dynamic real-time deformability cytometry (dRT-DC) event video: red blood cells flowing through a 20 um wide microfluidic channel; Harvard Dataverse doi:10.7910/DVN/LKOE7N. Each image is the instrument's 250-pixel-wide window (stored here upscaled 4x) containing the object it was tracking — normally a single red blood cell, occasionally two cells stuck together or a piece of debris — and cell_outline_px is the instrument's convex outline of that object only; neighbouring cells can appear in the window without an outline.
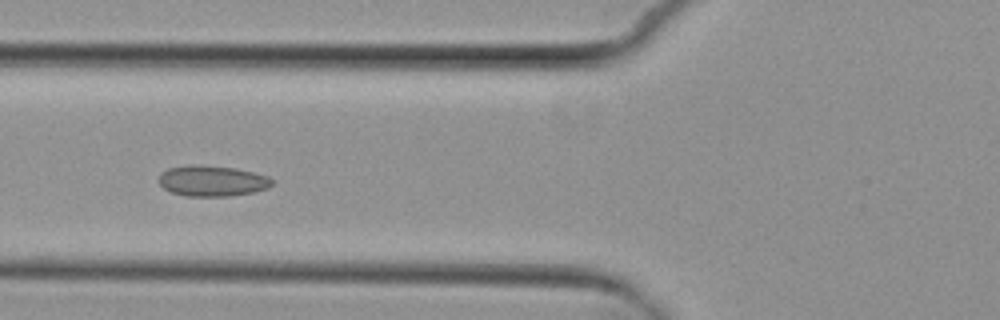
{"species": "common noctule bat (a hibernating species)", "species_latin": "Nyctalus noctula", "temperature_condition": "cold", "stored_images_in_passage": 4, "camera_frame_rate_fps": 3000, "um_per_image_px": 0.085, "animal": {"sex": "female", "body_mass_g": 29.2, "forearm_length_mm": 56.3}, "frame": {"image": 1, "passage_image": 4, "time_ms": 3.667, "image_size_px": [1000, 320], "cell_outline_px": [[276, 180], [268, 188], [256, 192], [228, 196], [184, 196], [172, 192], [164, 188], [160, 184], [160, 172], [168, 168], [192, 164], [236, 168], [268, 176]], "centroid_in_image_um": [18.06, 15.38], "position_along_channel_um": 107.7, "area_um2": 20.4}}